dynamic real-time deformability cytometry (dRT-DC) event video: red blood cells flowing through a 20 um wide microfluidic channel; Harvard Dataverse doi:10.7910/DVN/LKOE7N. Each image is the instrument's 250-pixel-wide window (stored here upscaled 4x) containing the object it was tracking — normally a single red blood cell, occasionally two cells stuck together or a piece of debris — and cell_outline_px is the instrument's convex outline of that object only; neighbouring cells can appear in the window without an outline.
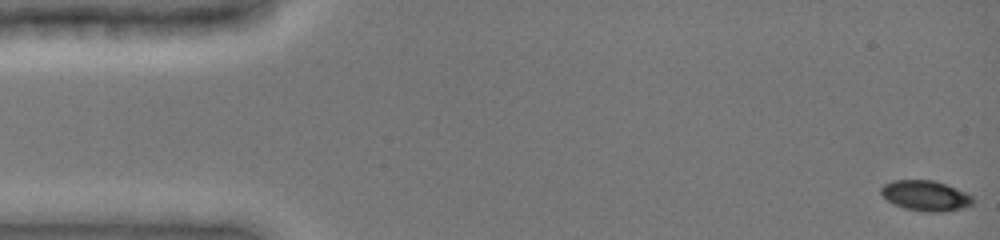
{"species": "common noctule bat (a hibernating species)", "species_latin": "Nyctalus noctula", "temperature_condition": "cold", "stored_images_in_passage": 48, "camera_frame_rate_fps": 3000, "um_per_image_px": 0.085, "animal": {"sex": "female", "body_mass_g": 19.0, "forearm_length_mm": 51.5}, "frame": {"image": 1, "passage_image": 1, "time_ms": 0.0, "image_size_px": [1000, 240], "cell_outline_px": [[976, 200], [972, 204], [964, 208], [940, 212], [928, 212], [904, 208], [888, 200], [880, 192], [880, 188], [884, 184], [892, 180], [932, 180], [956, 188], [972, 196]], "centroid_in_image_um": [78.69, 16.63], "position_along_channel_um": 6.3, "area_um2": 16.13}}
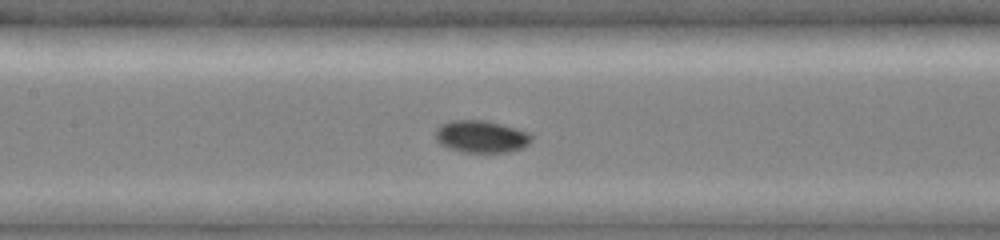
{"frame": {"image": 2, "passage_image": 23, "time_ms": 7.333, "image_size_px": [1000, 240], "cell_outline_px": [[532, 140], [528, 144], [520, 148], [508, 152], [460, 152], [448, 148], [440, 144], [436, 140], [436, 128], [440, 124], [448, 120], [484, 120], [516, 128], [528, 132], [532, 136]], "centroid_in_image_um": [40.86, 11.6], "position_along_channel_um": 166.5, "area_um2": 18.09}}
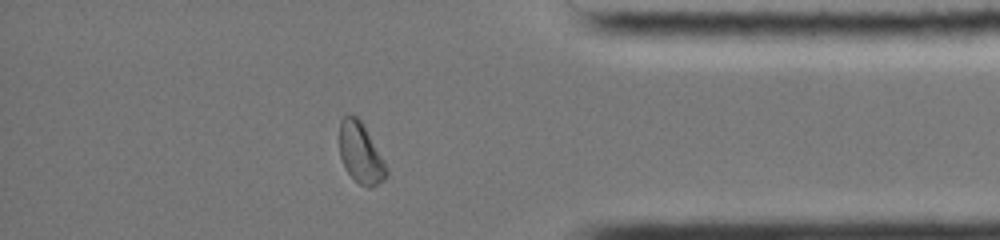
{"frame": {"image": 3, "passage_image": 42, "time_ms": 13.667, "image_size_px": [1000, 240], "cell_outline_px": [[388, 176], [384, 180], [372, 188], [368, 188], [360, 184], [344, 168], [340, 156], [340, 120], [348, 112], [356, 116], [360, 120], [384, 160], [388, 172]], "centroid_in_image_um": [30.65, 13.02], "position_along_channel_um": 404.5, "area_um2": 16.53}, "authors_computed_cell_mechanics": {"area_um2": 16.9932, "velocity_mm_per_s": 3.9335, "shape_relaxation_time_tau1_ms": 4.3841, "shape_relaxation_time_tau2_ms": null, "deformation_change_tau1": 0.0689, "deformation_change_tau2": null}}